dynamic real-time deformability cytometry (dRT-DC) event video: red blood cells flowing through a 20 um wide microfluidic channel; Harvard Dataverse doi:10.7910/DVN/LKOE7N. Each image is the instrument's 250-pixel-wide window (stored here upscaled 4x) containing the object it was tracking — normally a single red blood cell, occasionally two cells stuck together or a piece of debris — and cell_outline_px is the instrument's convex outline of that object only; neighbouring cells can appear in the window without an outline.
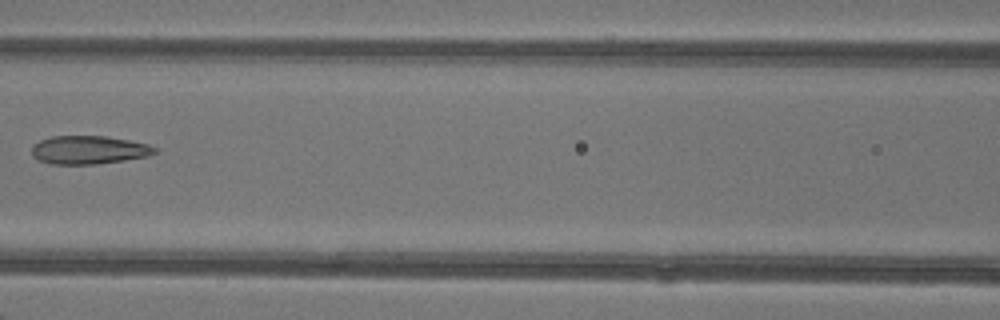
{"species": "common noctule bat (a hibernating species)", "species_latin": "Nyctalus noctula", "temperature_condition": "warm", "stored_images_in_passage": 5, "camera_frame_rate_fps": 3000, "um_per_image_px": 0.085, "animal": {"sex": "female"}, "frame": {"image": 1, "passage_image": 4, "time_ms": 3.667, "image_size_px": [1000, 320], "cell_outline_px": [[156, 152], [148, 156], [124, 160], [96, 164], [52, 164], [40, 160], [32, 156], [32, 144], [40, 140], [52, 136], [104, 136], [128, 140], [148, 144], [156, 148]], "centroid_in_image_um": [7.52, 12.74], "position_along_channel_um": 159.1, "area_um2": 20.23}}
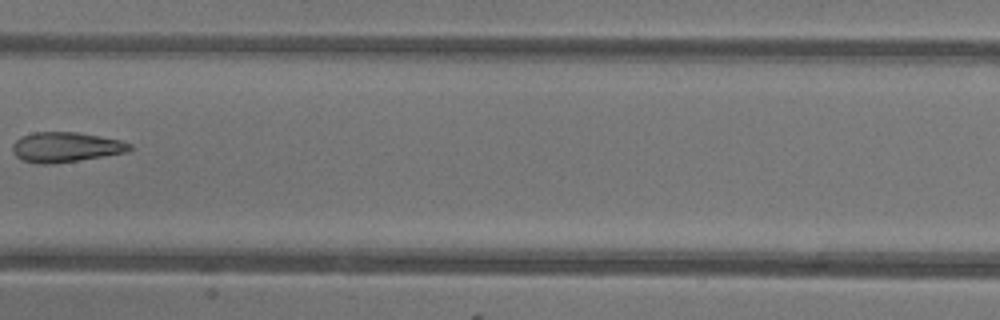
{"frame": {"image": 2, "passage_image": 5, "time_ms": 4.667, "image_size_px": [1000, 320], "cell_outline_px": [[132, 148], [128, 152], [104, 156], [52, 164], [40, 164], [24, 160], [16, 156], [12, 152], [12, 144], [20, 136], [32, 132], [76, 132], [100, 136], [120, 140], [132, 144]], "centroid_in_image_um": [5.57, 12.5], "position_along_channel_um": 201.8, "area_um2": 20.52}}